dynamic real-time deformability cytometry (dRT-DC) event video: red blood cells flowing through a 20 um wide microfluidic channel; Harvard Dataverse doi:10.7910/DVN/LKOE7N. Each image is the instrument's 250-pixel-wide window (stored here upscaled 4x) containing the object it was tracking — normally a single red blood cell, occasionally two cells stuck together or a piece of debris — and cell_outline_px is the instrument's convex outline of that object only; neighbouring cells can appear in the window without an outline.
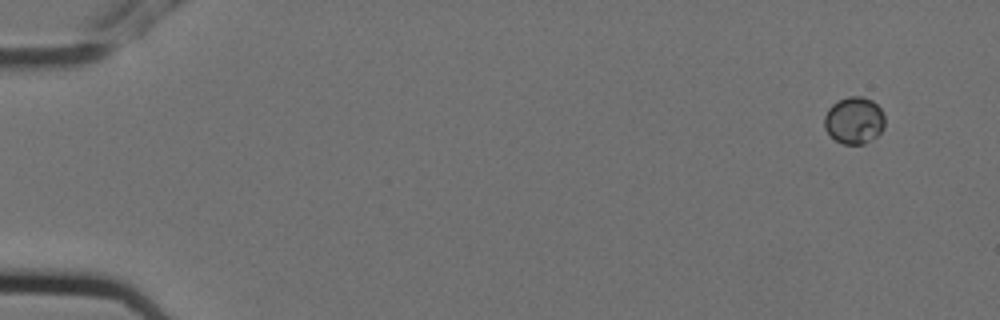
{"species": "Egyptian fruit bat (a non-hibernating species)", "species_latin": "Rousettus aegyptiacus", "temperature_condition": "cold", "stored_images_in_passage": 6, "segment_of_instrument_passage": [2, 2], "camera_frame_rate_fps": 3000, "um_per_image_px": 0.085, "animal": {"sex": "female"}, "frame": {"image": 1, "passage_image": 6, "time_ms": 1.667, "image_size_px": [1000, 320], "cell_outline_px": [[884, 128], [872, 140], [864, 144], [844, 144], [836, 140], [824, 128], [824, 116], [828, 108], [832, 104], [848, 96], [860, 96], [872, 100], [880, 108], [884, 116]], "centroid_in_image_um": [72.6, 10.23], "position_along_channel_um": 12.4, "area_um2": 16.53}}